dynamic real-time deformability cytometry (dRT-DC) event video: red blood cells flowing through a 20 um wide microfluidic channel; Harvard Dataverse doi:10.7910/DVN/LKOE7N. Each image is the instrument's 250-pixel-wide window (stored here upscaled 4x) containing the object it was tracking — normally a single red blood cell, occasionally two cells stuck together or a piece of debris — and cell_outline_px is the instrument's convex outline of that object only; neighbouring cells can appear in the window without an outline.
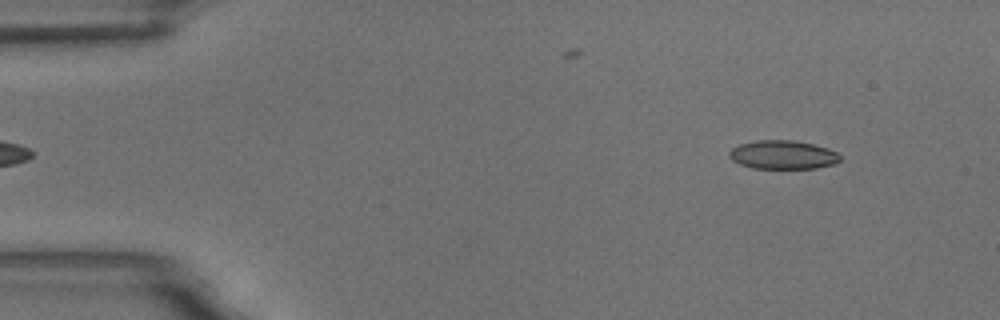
{"species": "common noctule bat (a hibernating species)", "species_latin": "Nyctalus noctula", "temperature_condition": "room temperature", "stored_images_in_passage": 54, "camera_frame_rate_fps": 3000, "um_per_image_px": 0.085, "animal": {"sex": "male", "body_mass_g": 18.8}, "frame": {"image": 1, "passage_image": 2, "time_ms": 0.333, "image_size_px": [1000, 320], "cell_outline_px": [[840, 160], [836, 164], [816, 168], [752, 168], [740, 164], [732, 160], [728, 156], [728, 152], [732, 148], [740, 144], [756, 140], [792, 140], [812, 144], [828, 148], [836, 152], [840, 156]], "centroid_in_image_um": [66.53, 13.16], "position_along_channel_um": 18.5, "area_um2": 18.55}}
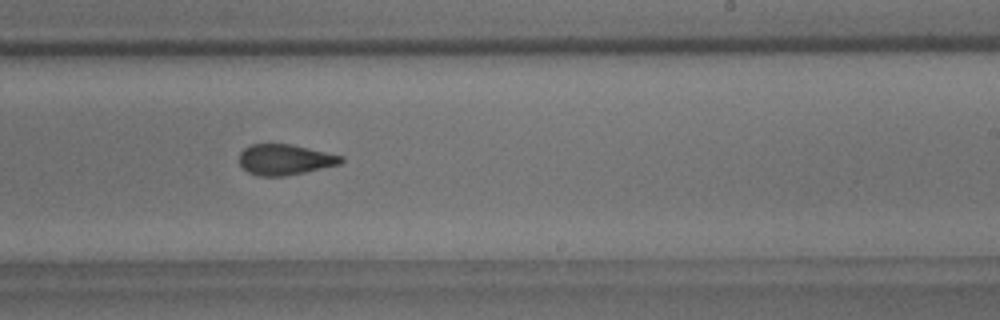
{"frame": {"image": 2, "passage_image": 31, "time_ms": 10.0, "image_size_px": [1000, 320], "cell_outline_px": [[344, 160], [340, 164], [304, 172], [284, 176], [256, 176], [248, 172], [240, 164], [240, 152], [244, 148], [252, 144], [292, 144], [344, 156]], "centroid_in_image_um": [24.22, 13.56], "position_along_channel_um": 264.8, "area_um2": 18.15}}
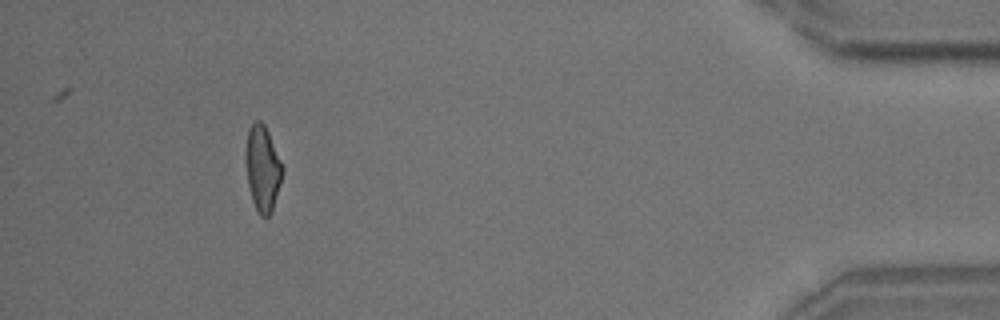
{"frame": {"image": 3, "passage_image": 49, "time_ms": 16.0, "image_size_px": [1000, 320], "cell_outline_px": [[284, 168], [272, 212], [264, 220], [260, 216], [252, 200], [248, 184], [244, 160], [244, 148], [248, 128], [256, 120], [260, 120], [264, 124], [268, 132]], "centroid_in_image_um": [22.29, 14.31], "position_along_channel_um": 412.9, "area_um2": 18.61}, "authors_computed_cell_mechanics": {"area_um2": 18.8139, "velocity_mm_per_s": 3.498, "shape_relaxation_time_tau1_ms": 5.812, "shape_relaxation_time_tau2_ms": 1.961, "deformation_change_tau1": 0.1721, "deformation_change_tau2": 0.0964}}